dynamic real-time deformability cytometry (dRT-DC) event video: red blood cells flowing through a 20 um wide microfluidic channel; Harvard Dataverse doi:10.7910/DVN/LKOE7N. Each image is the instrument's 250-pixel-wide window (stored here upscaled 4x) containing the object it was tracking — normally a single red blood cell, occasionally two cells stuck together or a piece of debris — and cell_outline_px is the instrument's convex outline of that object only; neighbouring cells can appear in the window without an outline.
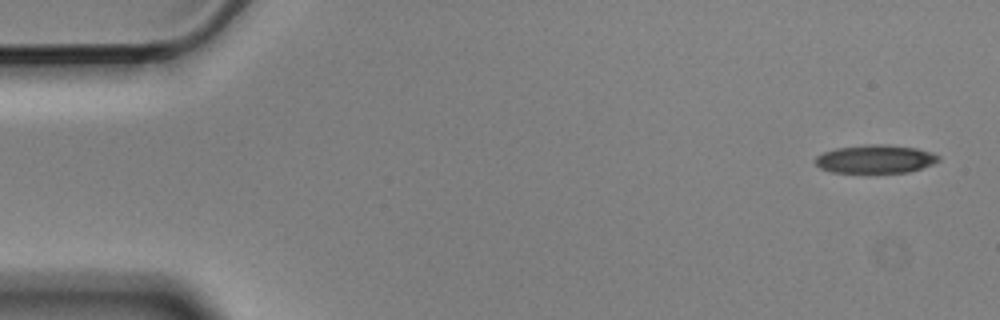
{"species": "Egyptian fruit bat (a non-hibernating species)", "species_latin": "Rousettus aegyptiacus", "temperature_condition": "cold", "stored_images_in_passage": 6, "camera_frame_rate_fps": 3000, "um_per_image_px": 0.085, "animal": {"sex": "male"}, "frame": {"image": 1, "passage_image": 1, "time_ms": 0.0, "image_size_px": [1000, 320], "cell_outline_px": [[940, 160], [932, 164], [908, 172], [832, 172], [820, 168], [812, 160], [816, 156], [824, 152], [836, 148], [872, 144], [884, 144], [916, 148], [932, 152], [940, 156]], "centroid_in_image_um": [74.39, 13.51], "position_along_channel_um": 10.6, "area_um2": 20.23}}
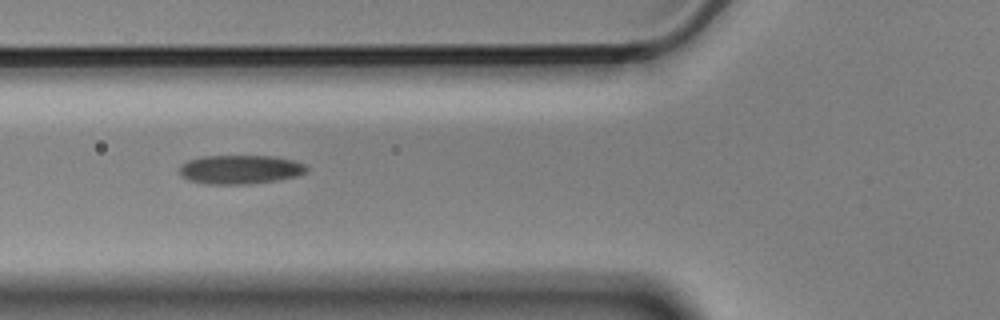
{"frame": {"image": 2, "passage_image": 5, "time_ms": 1.333, "image_size_px": [1000, 320], "cell_outline_px": [[308, 172], [296, 176], [276, 180], [248, 184], [208, 184], [188, 180], [180, 176], [180, 164], [188, 160], [204, 156], [276, 156], [296, 160], [304, 164], [308, 168]], "centroid_in_image_um": [20.43, 14.4], "position_along_channel_um": 105.4, "area_um2": 21.62}}
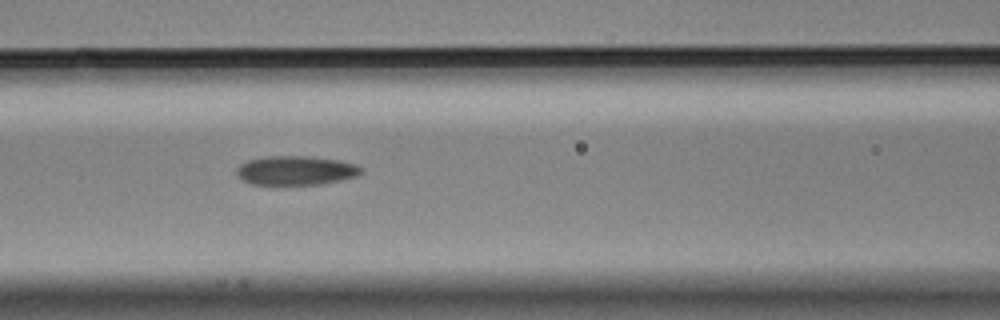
{"frame": {"image": 3, "passage_image": 6, "time_ms": 1.667, "image_size_px": [1000, 320], "cell_outline_px": [[360, 172], [356, 176], [340, 180], [320, 184], [276, 188], [252, 184], [244, 180], [236, 172], [236, 168], [240, 164], [248, 160], [264, 156], [308, 156], [340, 160], [356, 164], [360, 168]], "centroid_in_image_um": [25.08, 14.53], "position_along_channel_um": 141.5, "area_um2": 21.91}}